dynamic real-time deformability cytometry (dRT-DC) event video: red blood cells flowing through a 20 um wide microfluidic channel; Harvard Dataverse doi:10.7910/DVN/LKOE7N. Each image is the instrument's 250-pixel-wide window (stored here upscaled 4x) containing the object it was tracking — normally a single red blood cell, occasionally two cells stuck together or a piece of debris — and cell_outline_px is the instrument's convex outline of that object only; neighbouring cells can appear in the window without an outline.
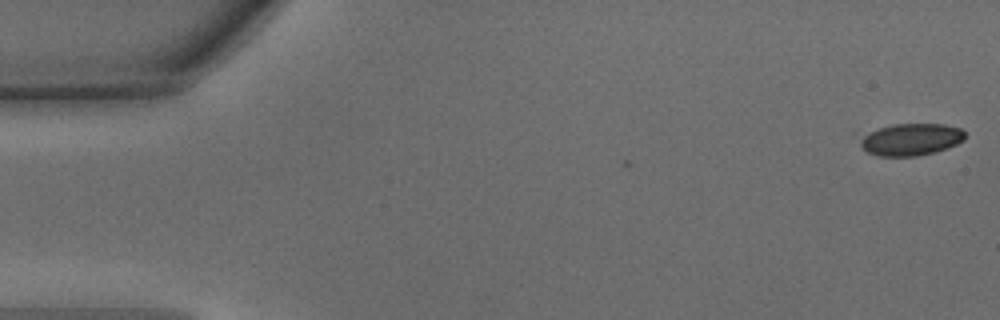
{"species": "common noctule bat (a hibernating species)", "species_latin": "Nyctalus noctula", "temperature_condition": "warm", "stored_images_in_passage": 6, "camera_frame_rate_fps": 3000, "um_per_image_px": 0.085, "animal": {"sex": "male", "body_mass_g": 15.6}, "frame": {"image": 1, "passage_image": 1, "time_ms": 0.0, "image_size_px": [1000, 320], "cell_outline_px": [[964, 140], [956, 144], [936, 152], [916, 156], [880, 156], [868, 152], [860, 144], [852, 132], [892, 124], [944, 124], [960, 128], [964, 132]], "centroid_in_image_um": [77.25, 11.82], "position_along_channel_um": 7.8, "area_um2": 20.4}}